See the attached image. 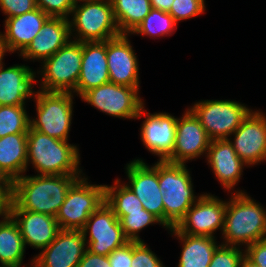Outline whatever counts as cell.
I'll list each match as a JSON object with an SVG mask.
<instances>
[{
	"instance_id": "6da1fadb",
	"label": "cell",
	"mask_w": 266,
	"mask_h": 267,
	"mask_svg": "<svg viewBox=\"0 0 266 267\" xmlns=\"http://www.w3.org/2000/svg\"><path fill=\"white\" fill-rule=\"evenodd\" d=\"M81 175L22 176L11 184L10 199L21 209L56 216L71 185Z\"/></svg>"
},
{
	"instance_id": "7a4b0ae2",
	"label": "cell",
	"mask_w": 266,
	"mask_h": 267,
	"mask_svg": "<svg viewBox=\"0 0 266 267\" xmlns=\"http://www.w3.org/2000/svg\"><path fill=\"white\" fill-rule=\"evenodd\" d=\"M226 202L224 245L246 247L266 239V211L245 192L236 191Z\"/></svg>"
},
{
	"instance_id": "3957f363",
	"label": "cell",
	"mask_w": 266,
	"mask_h": 267,
	"mask_svg": "<svg viewBox=\"0 0 266 267\" xmlns=\"http://www.w3.org/2000/svg\"><path fill=\"white\" fill-rule=\"evenodd\" d=\"M79 150L29 127L27 132V166L29 162L40 172L37 175H80Z\"/></svg>"
},
{
	"instance_id": "277c9868",
	"label": "cell",
	"mask_w": 266,
	"mask_h": 267,
	"mask_svg": "<svg viewBox=\"0 0 266 267\" xmlns=\"http://www.w3.org/2000/svg\"><path fill=\"white\" fill-rule=\"evenodd\" d=\"M191 180L185 164L159 160V188L163 192L165 228L176 227L188 209L202 196L194 195Z\"/></svg>"
},
{
	"instance_id": "5b68a950",
	"label": "cell",
	"mask_w": 266,
	"mask_h": 267,
	"mask_svg": "<svg viewBox=\"0 0 266 267\" xmlns=\"http://www.w3.org/2000/svg\"><path fill=\"white\" fill-rule=\"evenodd\" d=\"M75 2L69 20L70 35L76 30L74 41H106L121 35L114 18L111 0H82ZM79 37V38H78Z\"/></svg>"
},
{
	"instance_id": "8992f818",
	"label": "cell",
	"mask_w": 266,
	"mask_h": 267,
	"mask_svg": "<svg viewBox=\"0 0 266 267\" xmlns=\"http://www.w3.org/2000/svg\"><path fill=\"white\" fill-rule=\"evenodd\" d=\"M34 96L37 119H29L30 128L67 141L72 121L73 94L39 90L34 92Z\"/></svg>"
},
{
	"instance_id": "52a82bcc",
	"label": "cell",
	"mask_w": 266,
	"mask_h": 267,
	"mask_svg": "<svg viewBox=\"0 0 266 267\" xmlns=\"http://www.w3.org/2000/svg\"><path fill=\"white\" fill-rule=\"evenodd\" d=\"M78 178L69 188L55 218L62 230H82L91 214L105 202V185L89 184Z\"/></svg>"
},
{
	"instance_id": "ba28073f",
	"label": "cell",
	"mask_w": 266,
	"mask_h": 267,
	"mask_svg": "<svg viewBox=\"0 0 266 267\" xmlns=\"http://www.w3.org/2000/svg\"><path fill=\"white\" fill-rule=\"evenodd\" d=\"M81 63L82 42L70 40L54 55L43 61L41 90L74 93L81 71Z\"/></svg>"
},
{
	"instance_id": "9c48e42d",
	"label": "cell",
	"mask_w": 266,
	"mask_h": 267,
	"mask_svg": "<svg viewBox=\"0 0 266 267\" xmlns=\"http://www.w3.org/2000/svg\"><path fill=\"white\" fill-rule=\"evenodd\" d=\"M190 110L211 140L228 139L251 111L243 104L230 100H202Z\"/></svg>"
},
{
	"instance_id": "30bf717a",
	"label": "cell",
	"mask_w": 266,
	"mask_h": 267,
	"mask_svg": "<svg viewBox=\"0 0 266 267\" xmlns=\"http://www.w3.org/2000/svg\"><path fill=\"white\" fill-rule=\"evenodd\" d=\"M138 93L139 88L108 82L87 91L81 99L111 116L136 119L144 106Z\"/></svg>"
},
{
	"instance_id": "8fae6325",
	"label": "cell",
	"mask_w": 266,
	"mask_h": 267,
	"mask_svg": "<svg viewBox=\"0 0 266 267\" xmlns=\"http://www.w3.org/2000/svg\"><path fill=\"white\" fill-rule=\"evenodd\" d=\"M82 232L88 245L87 250L102 256H108L112 251L129 241L124 236L120 220L106 202H103L91 214ZM88 232L89 240H87Z\"/></svg>"
},
{
	"instance_id": "7c38bea8",
	"label": "cell",
	"mask_w": 266,
	"mask_h": 267,
	"mask_svg": "<svg viewBox=\"0 0 266 267\" xmlns=\"http://www.w3.org/2000/svg\"><path fill=\"white\" fill-rule=\"evenodd\" d=\"M129 184L145 210L156 216L164 227L163 192L159 188V160L152 167L141 159H135L126 166Z\"/></svg>"
},
{
	"instance_id": "4fadbf2b",
	"label": "cell",
	"mask_w": 266,
	"mask_h": 267,
	"mask_svg": "<svg viewBox=\"0 0 266 267\" xmlns=\"http://www.w3.org/2000/svg\"><path fill=\"white\" fill-rule=\"evenodd\" d=\"M225 210L226 201L210 194H202L174 228L179 233L214 237L217 229L223 231Z\"/></svg>"
},
{
	"instance_id": "5bb4252c",
	"label": "cell",
	"mask_w": 266,
	"mask_h": 267,
	"mask_svg": "<svg viewBox=\"0 0 266 267\" xmlns=\"http://www.w3.org/2000/svg\"><path fill=\"white\" fill-rule=\"evenodd\" d=\"M177 118L175 145L172 154L165 160L174 164H186L188 160L207 154L211 139L194 113L187 109Z\"/></svg>"
},
{
	"instance_id": "9a60e30c",
	"label": "cell",
	"mask_w": 266,
	"mask_h": 267,
	"mask_svg": "<svg viewBox=\"0 0 266 267\" xmlns=\"http://www.w3.org/2000/svg\"><path fill=\"white\" fill-rule=\"evenodd\" d=\"M86 246L82 230L61 229L56 238L32 259L31 264L36 267H77L87 250Z\"/></svg>"
},
{
	"instance_id": "2e32d148",
	"label": "cell",
	"mask_w": 266,
	"mask_h": 267,
	"mask_svg": "<svg viewBox=\"0 0 266 267\" xmlns=\"http://www.w3.org/2000/svg\"><path fill=\"white\" fill-rule=\"evenodd\" d=\"M233 134L231 144L247 166L266 160V117L263 113L251 110Z\"/></svg>"
},
{
	"instance_id": "e0dca14e",
	"label": "cell",
	"mask_w": 266,
	"mask_h": 267,
	"mask_svg": "<svg viewBox=\"0 0 266 267\" xmlns=\"http://www.w3.org/2000/svg\"><path fill=\"white\" fill-rule=\"evenodd\" d=\"M8 214L17 223L24 245L46 248L61 230L54 216L21 210L11 199Z\"/></svg>"
},
{
	"instance_id": "ac0fdd59",
	"label": "cell",
	"mask_w": 266,
	"mask_h": 267,
	"mask_svg": "<svg viewBox=\"0 0 266 267\" xmlns=\"http://www.w3.org/2000/svg\"><path fill=\"white\" fill-rule=\"evenodd\" d=\"M144 109L143 106L136 118L146 115L141 127V140L148 151L165 161L175 145L177 118L168 113H146Z\"/></svg>"
},
{
	"instance_id": "d6986e66",
	"label": "cell",
	"mask_w": 266,
	"mask_h": 267,
	"mask_svg": "<svg viewBox=\"0 0 266 267\" xmlns=\"http://www.w3.org/2000/svg\"><path fill=\"white\" fill-rule=\"evenodd\" d=\"M128 36V34H121L113 39L106 40L110 82L139 88L138 61Z\"/></svg>"
},
{
	"instance_id": "ffe728a7",
	"label": "cell",
	"mask_w": 266,
	"mask_h": 267,
	"mask_svg": "<svg viewBox=\"0 0 266 267\" xmlns=\"http://www.w3.org/2000/svg\"><path fill=\"white\" fill-rule=\"evenodd\" d=\"M69 19L48 17L27 48L20 54L25 59L46 60L71 39Z\"/></svg>"
},
{
	"instance_id": "44dd1931",
	"label": "cell",
	"mask_w": 266,
	"mask_h": 267,
	"mask_svg": "<svg viewBox=\"0 0 266 267\" xmlns=\"http://www.w3.org/2000/svg\"><path fill=\"white\" fill-rule=\"evenodd\" d=\"M110 82L106 41L82 42V63L74 92L81 98L87 91Z\"/></svg>"
},
{
	"instance_id": "7402d4cb",
	"label": "cell",
	"mask_w": 266,
	"mask_h": 267,
	"mask_svg": "<svg viewBox=\"0 0 266 267\" xmlns=\"http://www.w3.org/2000/svg\"><path fill=\"white\" fill-rule=\"evenodd\" d=\"M230 140L231 138L211 140L207 151L209 165L227 190H233L241 178L243 166L247 165L236 154Z\"/></svg>"
},
{
	"instance_id": "603a6c76",
	"label": "cell",
	"mask_w": 266,
	"mask_h": 267,
	"mask_svg": "<svg viewBox=\"0 0 266 267\" xmlns=\"http://www.w3.org/2000/svg\"><path fill=\"white\" fill-rule=\"evenodd\" d=\"M48 17L37 7L25 14L6 18L5 33H0L5 51L13 53L18 50L21 54L33 38L39 34Z\"/></svg>"
},
{
	"instance_id": "cb8c5ba5",
	"label": "cell",
	"mask_w": 266,
	"mask_h": 267,
	"mask_svg": "<svg viewBox=\"0 0 266 267\" xmlns=\"http://www.w3.org/2000/svg\"><path fill=\"white\" fill-rule=\"evenodd\" d=\"M36 73L28 66L14 65L4 68L0 64V106L25 105V100L34 96L33 85Z\"/></svg>"
},
{
	"instance_id": "d4e9b609",
	"label": "cell",
	"mask_w": 266,
	"mask_h": 267,
	"mask_svg": "<svg viewBox=\"0 0 266 267\" xmlns=\"http://www.w3.org/2000/svg\"><path fill=\"white\" fill-rule=\"evenodd\" d=\"M27 170V133L0 138V176L10 185Z\"/></svg>"
},
{
	"instance_id": "484cf974",
	"label": "cell",
	"mask_w": 266,
	"mask_h": 267,
	"mask_svg": "<svg viewBox=\"0 0 266 267\" xmlns=\"http://www.w3.org/2000/svg\"><path fill=\"white\" fill-rule=\"evenodd\" d=\"M183 242L178 267H208L214 252L219 246L215 237L194 236L169 229Z\"/></svg>"
},
{
	"instance_id": "4316f807",
	"label": "cell",
	"mask_w": 266,
	"mask_h": 267,
	"mask_svg": "<svg viewBox=\"0 0 266 267\" xmlns=\"http://www.w3.org/2000/svg\"><path fill=\"white\" fill-rule=\"evenodd\" d=\"M25 248L17 223L7 214L0 220L1 266L21 267Z\"/></svg>"
},
{
	"instance_id": "83f0119b",
	"label": "cell",
	"mask_w": 266,
	"mask_h": 267,
	"mask_svg": "<svg viewBox=\"0 0 266 267\" xmlns=\"http://www.w3.org/2000/svg\"><path fill=\"white\" fill-rule=\"evenodd\" d=\"M121 34L132 33L152 9L150 0H111Z\"/></svg>"
},
{
	"instance_id": "f1b7e54d",
	"label": "cell",
	"mask_w": 266,
	"mask_h": 267,
	"mask_svg": "<svg viewBox=\"0 0 266 267\" xmlns=\"http://www.w3.org/2000/svg\"><path fill=\"white\" fill-rule=\"evenodd\" d=\"M115 185H105V202L112 209L113 213L121 220L128 212L140 211L144 207L135 193L125 184L120 185V180Z\"/></svg>"
},
{
	"instance_id": "f546056e",
	"label": "cell",
	"mask_w": 266,
	"mask_h": 267,
	"mask_svg": "<svg viewBox=\"0 0 266 267\" xmlns=\"http://www.w3.org/2000/svg\"><path fill=\"white\" fill-rule=\"evenodd\" d=\"M177 27L176 21L168 13L152 8L149 14L131 34L147 35L149 37H162L171 35Z\"/></svg>"
},
{
	"instance_id": "4dcf8cb0",
	"label": "cell",
	"mask_w": 266,
	"mask_h": 267,
	"mask_svg": "<svg viewBox=\"0 0 266 267\" xmlns=\"http://www.w3.org/2000/svg\"><path fill=\"white\" fill-rule=\"evenodd\" d=\"M24 105L0 106V138L9 134L27 133L30 117Z\"/></svg>"
},
{
	"instance_id": "1f68e13d",
	"label": "cell",
	"mask_w": 266,
	"mask_h": 267,
	"mask_svg": "<svg viewBox=\"0 0 266 267\" xmlns=\"http://www.w3.org/2000/svg\"><path fill=\"white\" fill-rule=\"evenodd\" d=\"M155 222L163 225L156 216L145 209L128 212V214L120 220L124 236L129 241H143L139 237L138 232L150 224H155Z\"/></svg>"
},
{
	"instance_id": "d6a6232c",
	"label": "cell",
	"mask_w": 266,
	"mask_h": 267,
	"mask_svg": "<svg viewBox=\"0 0 266 267\" xmlns=\"http://www.w3.org/2000/svg\"><path fill=\"white\" fill-rule=\"evenodd\" d=\"M238 246L221 244L213 254L208 267H239L240 261L245 255Z\"/></svg>"
},
{
	"instance_id": "836d02e7",
	"label": "cell",
	"mask_w": 266,
	"mask_h": 267,
	"mask_svg": "<svg viewBox=\"0 0 266 267\" xmlns=\"http://www.w3.org/2000/svg\"><path fill=\"white\" fill-rule=\"evenodd\" d=\"M204 0H175L168 12L173 19L178 21L199 16L205 11Z\"/></svg>"
},
{
	"instance_id": "e575fe53",
	"label": "cell",
	"mask_w": 266,
	"mask_h": 267,
	"mask_svg": "<svg viewBox=\"0 0 266 267\" xmlns=\"http://www.w3.org/2000/svg\"><path fill=\"white\" fill-rule=\"evenodd\" d=\"M131 267H165L144 241H132Z\"/></svg>"
},
{
	"instance_id": "d590c367",
	"label": "cell",
	"mask_w": 266,
	"mask_h": 267,
	"mask_svg": "<svg viewBox=\"0 0 266 267\" xmlns=\"http://www.w3.org/2000/svg\"><path fill=\"white\" fill-rule=\"evenodd\" d=\"M74 5L73 0H36V6L50 17L70 19Z\"/></svg>"
},
{
	"instance_id": "8d00e7d4",
	"label": "cell",
	"mask_w": 266,
	"mask_h": 267,
	"mask_svg": "<svg viewBox=\"0 0 266 267\" xmlns=\"http://www.w3.org/2000/svg\"><path fill=\"white\" fill-rule=\"evenodd\" d=\"M3 13L11 18L22 15L37 8L36 0H0Z\"/></svg>"
},
{
	"instance_id": "74e56055",
	"label": "cell",
	"mask_w": 266,
	"mask_h": 267,
	"mask_svg": "<svg viewBox=\"0 0 266 267\" xmlns=\"http://www.w3.org/2000/svg\"><path fill=\"white\" fill-rule=\"evenodd\" d=\"M111 267H131L132 261V241H128L123 246L115 249L108 255Z\"/></svg>"
},
{
	"instance_id": "f35d334b",
	"label": "cell",
	"mask_w": 266,
	"mask_h": 267,
	"mask_svg": "<svg viewBox=\"0 0 266 267\" xmlns=\"http://www.w3.org/2000/svg\"><path fill=\"white\" fill-rule=\"evenodd\" d=\"M245 256L259 267H266V239L254 242L244 250Z\"/></svg>"
},
{
	"instance_id": "ab89813d",
	"label": "cell",
	"mask_w": 266,
	"mask_h": 267,
	"mask_svg": "<svg viewBox=\"0 0 266 267\" xmlns=\"http://www.w3.org/2000/svg\"><path fill=\"white\" fill-rule=\"evenodd\" d=\"M77 267H111L108 256L93 254L86 250Z\"/></svg>"
},
{
	"instance_id": "60d3db41",
	"label": "cell",
	"mask_w": 266,
	"mask_h": 267,
	"mask_svg": "<svg viewBox=\"0 0 266 267\" xmlns=\"http://www.w3.org/2000/svg\"><path fill=\"white\" fill-rule=\"evenodd\" d=\"M10 194L11 185L0 176V215L2 217L8 214Z\"/></svg>"
},
{
	"instance_id": "b9f144b4",
	"label": "cell",
	"mask_w": 266,
	"mask_h": 267,
	"mask_svg": "<svg viewBox=\"0 0 266 267\" xmlns=\"http://www.w3.org/2000/svg\"><path fill=\"white\" fill-rule=\"evenodd\" d=\"M175 0H150L151 6L164 12H169Z\"/></svg>"
},
{
	"instance_id": "7bdbcfd3",
	"label": "cell",
	"mask_w": 266,
	"mask_h": 267,
	"mask_svg": "<svg viewBox=\"0 0 266 267\" xmlns=\"http://www.w3.org/2000/svg\"><path fill=\"white\" fill-rule=\"evenodd\" d=\"M239 267H259L255 265L251 260H249L245 255L240 261Z\"/></svg>"
},
{
	"instance_id": "ee69618b",
	"label": "cell",
	"mask_w": 266,
	"mask_h": 267,
	"mask_svg": "<svg viewBox=\"0 0 266 267\" xmlns=\"http://www.w3.org/2000/svg\"><path fill=\"white\" fill-rule=\"evenodd\" d=\"M6 51L3 45L2 37L0 35V64L2 63L3 57L5 55Z\"/></svg>"
},
{
	"instance_id": "f6af8a7d",
	"label": "cell",
	"mask_w": 266,
	"mask_h": 267,
	"mask_svg": "<svg viewBox=\"0 0 266 267\" xmlns=\"http://www.w3.org/2000/svg\"><path fill=\"white\" fill-rule=\"evenodd\" d=\"M73 1H74V2H79V3H80L82 0H73Z\"/></svg>"
}]
</instances>
